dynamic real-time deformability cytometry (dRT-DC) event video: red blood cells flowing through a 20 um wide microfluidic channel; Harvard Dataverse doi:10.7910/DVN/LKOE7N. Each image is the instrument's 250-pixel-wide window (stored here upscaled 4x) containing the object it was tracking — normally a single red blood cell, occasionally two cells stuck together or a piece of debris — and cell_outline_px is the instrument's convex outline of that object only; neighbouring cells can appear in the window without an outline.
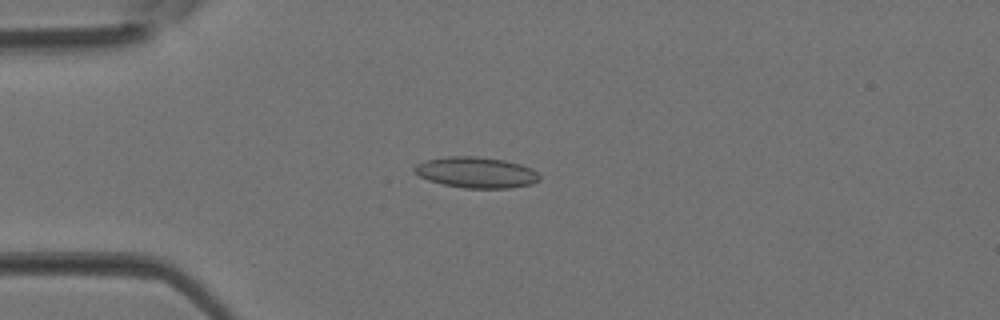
{"species": "Egyptian fruit bat (a non-hibernating species)", "species_latin": "Rousettus aegyptiacus", "temperature_condition": "room temperature", "stored_images_in_passage": 39, "camera_frame_rate_fps": 3000, "um_per_image_px": 0.085, "animal": {"sex": "female"}, "frame": {"image": 1, "passage_image": 10, "time_ms": 3.0, "image_size_px": [1000, 320], "cell_outline_px": [[540, 180], [532, 184], [508, 188], [464, 188], [444, 184], [428, 180], [412, 172], [412, 168], [416, 164], [428, 160], [448, 156], [476, 156], [504, 160], [520, 164], [532, 168], [540, 176]], "centroid_in_image_um": [40.47, 14.66], "position_along_channel_um": 44.5, "area_um2": 22.54}}
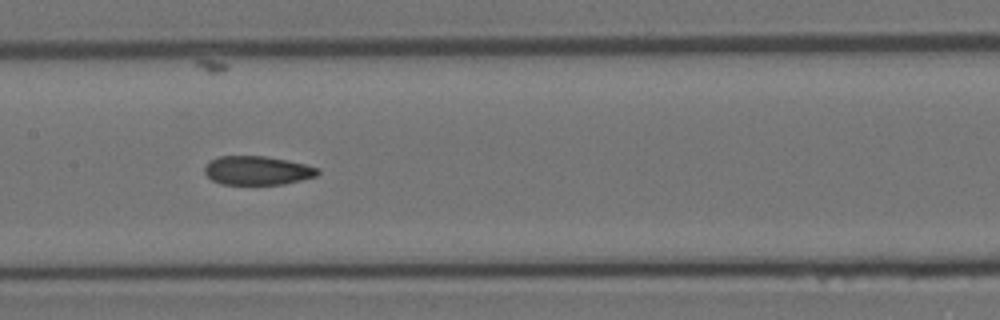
{"frame": {"image": 2, "passage_image": 19, "time_ms": 6.0, "image_size_px": [1000, 320], "cell_outline_px": [[320, 172], [316, 176], [284, 184], [220, 184], [212, 180], [204, 172], [204, 168], [212, 160], [220, 156], [264, 156], [288, 160], [320, 168]], "centroid_in_image_um": [21.89, 14.49], "position_along_channel_um": 185.5, "area_um2": 18.9}}
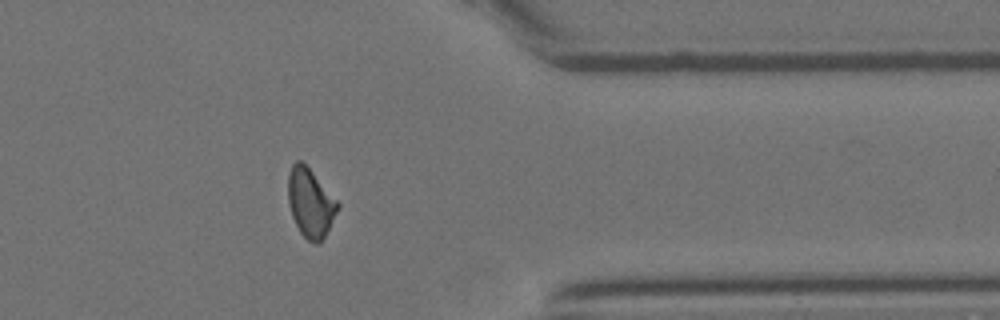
{"frame": {"image": 3, "passage_image": 31, "time_ms": 10.0, "image_size_px": [1000, 320], "cell_outline_px": [[340, 204], [320, 244], [316, 244], [308, 240], [300, 232], [292, 216], [288, 204], [288, 172], [292, 164], [296, 160], [300, 160], [312, 172]], "centroid_in_image_um": [26.35, 17.24], "position_along_channel_um": 385.1, "area_um2": 19.48}}